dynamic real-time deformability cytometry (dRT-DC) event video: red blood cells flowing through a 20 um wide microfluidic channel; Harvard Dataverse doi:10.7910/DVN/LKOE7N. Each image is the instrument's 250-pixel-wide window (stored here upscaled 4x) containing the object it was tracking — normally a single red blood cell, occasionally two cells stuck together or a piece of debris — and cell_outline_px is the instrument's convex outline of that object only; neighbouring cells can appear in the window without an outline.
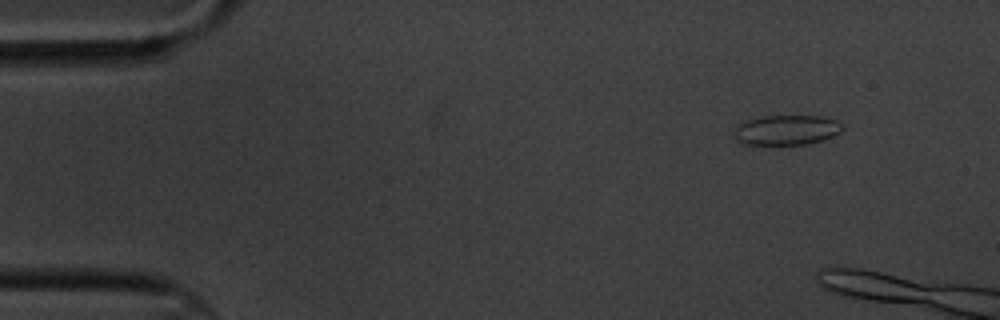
{"species": "common noctule bat (a hibernating species)", "species_latin": "Nyctalus noctula", "temperature_condition": "cold", "stored_images_in_passage": 4, "camera_frame_rate_fps": 3000, "um_per_image_px": 0.085, "animal": {"sex": "male", "body_mass_g": 20.1, "forearm_length_mm": 53.5}, "frame": {"image": 1, "passage_image": 1, "time_ms": 0.0, "image_size_px": [1000, 320], "cell_outline_px": [[844, 128], [840, 132], [832, 136], [820, 140], [804, 144], [744, 144], [736, 140], [732, 136], [732, 132], [736, 124], [744, 120], [760, 116], [824, 116], [836, 120]], "centroid_in_image_um": [66.76, 11.03], "position_along_channel_um": 18.2, "area_um2": 19.07}}